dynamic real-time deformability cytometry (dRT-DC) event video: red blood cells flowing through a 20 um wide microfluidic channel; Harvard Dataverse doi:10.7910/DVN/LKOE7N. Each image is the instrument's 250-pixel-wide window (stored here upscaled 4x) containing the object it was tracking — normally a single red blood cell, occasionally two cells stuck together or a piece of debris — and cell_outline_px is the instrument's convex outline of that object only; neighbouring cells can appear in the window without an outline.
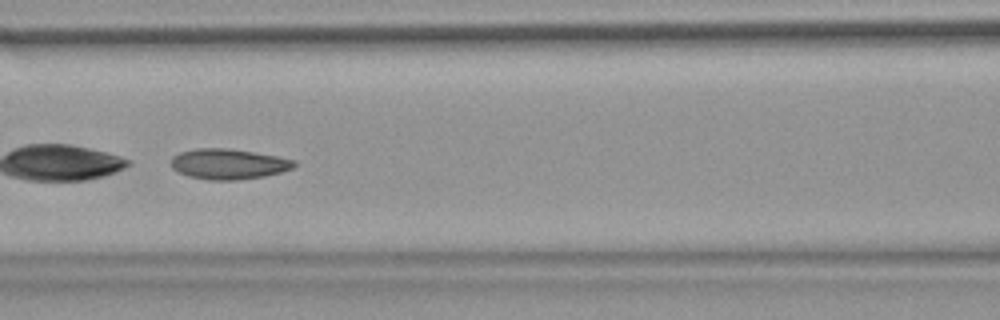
{"species": "common noctule bat (a hibernating species)", "species_latin": "Nyctalus noctula", "temperature_condition": "warm", "stored_images_in_passage": 51, "camera_frame_rate_fps": 3000, "um_per_image_px": 0.085, "animal": {"sex": "female", "body_mass_g": 18.4}, "frame": {"image": 1, "passage_image": 22, "time_ms": 7.0, "image_size_px": [1000, 320], "cell_outline_px": [[296, 164], [292, 168], [280, 172], [264, 176], [236, 180], [208, 180], [188, 176], [172, 168], [172, 156], [180, 152], [196, 148], [228, 148], [276, 156], [296, 160]], "centroid_in_image_um": [19.41, 13.94], "position_along_channel_um": 147.2, "area_um2": 21.68}}
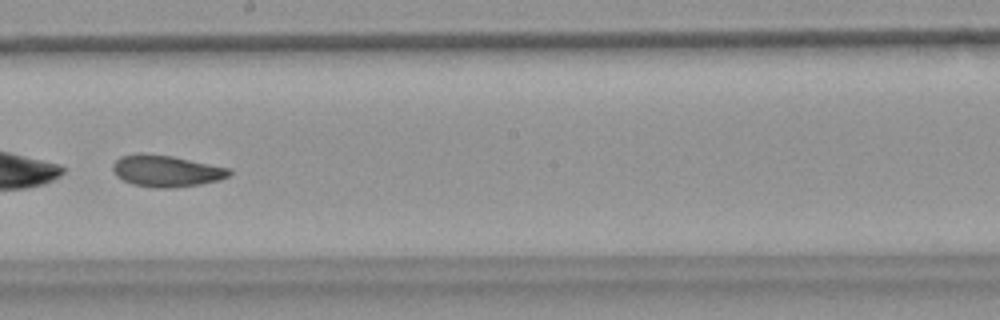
{"frame": {"image": 2, "passage_image": 29, "time_ms": 9.333, "image_size_px": [1000, 320], "cell_outline_px": [[232, 172], [228, 176], [220, 180], [200, 184], [172, 188], [152, 188], [132, 184], [116, 176], [112, 168], [112, 164], [120, 156], [140, 152], [172, 156], [232, 168]], "centroid_in_image_um": [14.13, 14.52], "position_along_channel_um": 234.1, "area_um2": 21.73}, "authors_computed_cell_mechanics": {"area_um2": 24.1604, "velocity_mm_per_s": 3.745, "shape_relaxation_time_tau1_ms": null, "shape_relaxation_time_tau2_ms": 3.6735, "deformation_change_tau1": null, "deformation_change_tau2": 0.1001}}